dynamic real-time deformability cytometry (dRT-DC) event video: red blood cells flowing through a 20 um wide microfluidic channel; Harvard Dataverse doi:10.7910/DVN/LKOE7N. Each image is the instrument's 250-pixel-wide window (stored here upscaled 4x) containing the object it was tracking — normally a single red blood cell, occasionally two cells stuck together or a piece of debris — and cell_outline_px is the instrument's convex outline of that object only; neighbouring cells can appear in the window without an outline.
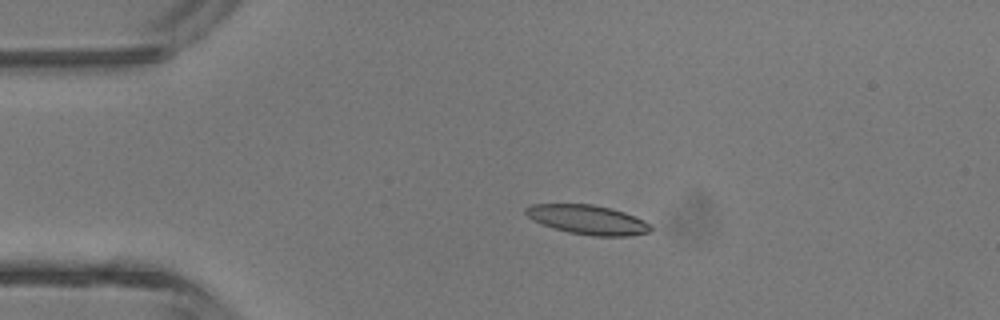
{"species": "common noctule bat (a hibernating species)", "species_latin": "Nyctalus noctula", "temperature_condition": "room temperature", "stored_images_in_passage": 4, "camera_frame_rate_fps": 3000, "um_per_image_px": 0.085, "animal": {"sex": "male", "body_mass_g": 13.3}, "frame": {"image": 1, "passage_image": 3, "time_ms": 2.333, "image_size_px": [1000, 320], "cell_outline_px": [[652, 228], [648, 232], [628, 236], [592, 236], [568, 232], [532, 220], [524, 212], [524, 208], [532, 204], [592, 204], [612, 208], [624, 212], [644, 220], [652, 224]], "centroid_in_image_um": [49.97, 18.67], "position_along_channel_um": 35.0, "area_um2": 21.33}}